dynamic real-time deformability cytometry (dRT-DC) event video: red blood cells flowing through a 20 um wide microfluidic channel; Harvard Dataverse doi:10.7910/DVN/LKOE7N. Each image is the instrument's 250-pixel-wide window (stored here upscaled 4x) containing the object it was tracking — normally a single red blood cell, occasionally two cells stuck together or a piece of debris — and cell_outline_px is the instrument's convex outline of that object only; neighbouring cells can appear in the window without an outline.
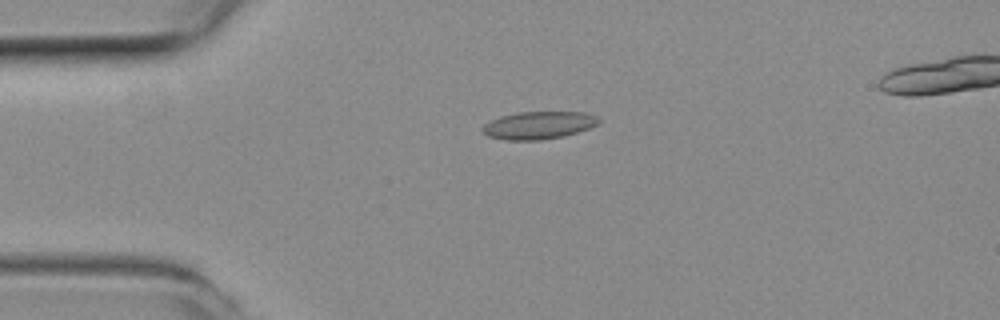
{"species": "common noctule bat (a hibernating species)", "species_latin": "Nyctalus noctula", "temperature_condition": "room temperature", "stored_images_in_passage": 45, "camera_frame_rate_fps": 3000, "um_per_image_px": 0.085, "animal": {"sex": "female", "body_mass_g": 19.3, "forearm_length_mm": 54.1}, "frame": {"image": 1, "passage_image": 6, "time_ms": 1.667, "image_size_px": [1000, 320], "cell_outline_px": [[600, 120], [596, 124], [588, 128], [564, 136], [540, 140], [504, 140], [488, 136], [480, 128], [484, 124], [500, 116], [520, 112], [580, 112], [596, 116]], "centroid_in_image_um": [45.73, 10.65], "position_along_channel_um": 39.3, "area_um2": 18.5}}
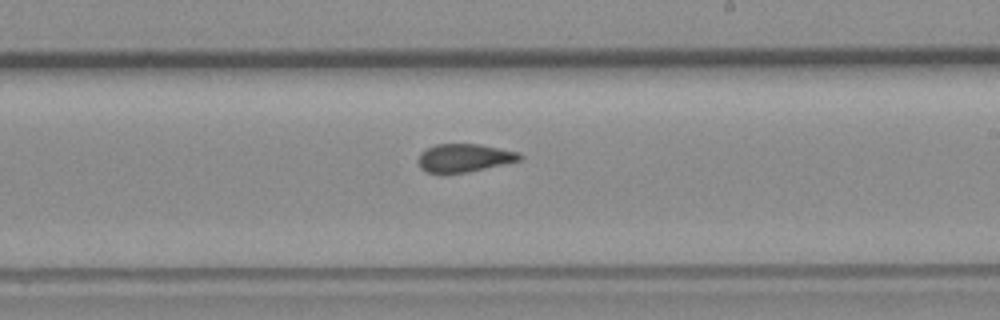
{"frame": {"image": 2, "passage_image": 24, "time_ms": 7.667, "image_size_px": [1000, 320], "cell_outline_px": [[524, 156], [520, 160], [468, 172], [444, 176], [440, 176], [424, 172], [420, 168], [420, 152], [436, 144], [476, 144], [516, 152]], "centroid_in_image_um": [39.38, 13.47], "position_along_channel_um": 249.6, "area_um2": 16.82}}
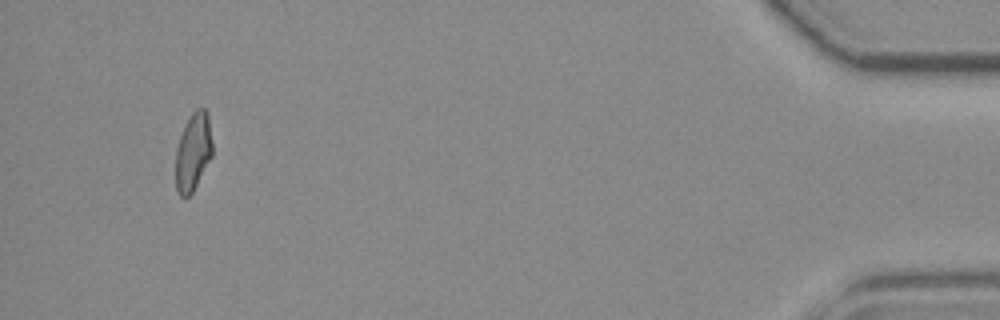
{"frame": {"image": 3, "passage_image": 43, "time_ms": 14.0, "image_size_px": [1000, 320], "cell_outline_px": [[212, 156], [192, 192], [188, 196], [180, 196], [176, 188], [176, 148], [184, 124], [192, 112], [196, 108], [204, 108], [208, 112], [212, 144]], "centroid_in_image_um": [16.41, 12.86], "position_along_channel_um": 418.8, "area_um2": 16.65}, "authors_computed_cell_mechanics": {"area_um2": 17.34, "velocity_mm_per_s": 3.9518, "shape_relaxation_time_tau1_ms": 8.0162, "shape_relaxation_time_tau2_ms": 2.0541, "deformation_change_tau1": 0.1735, "deformation_change_tau2": 0.0845}}